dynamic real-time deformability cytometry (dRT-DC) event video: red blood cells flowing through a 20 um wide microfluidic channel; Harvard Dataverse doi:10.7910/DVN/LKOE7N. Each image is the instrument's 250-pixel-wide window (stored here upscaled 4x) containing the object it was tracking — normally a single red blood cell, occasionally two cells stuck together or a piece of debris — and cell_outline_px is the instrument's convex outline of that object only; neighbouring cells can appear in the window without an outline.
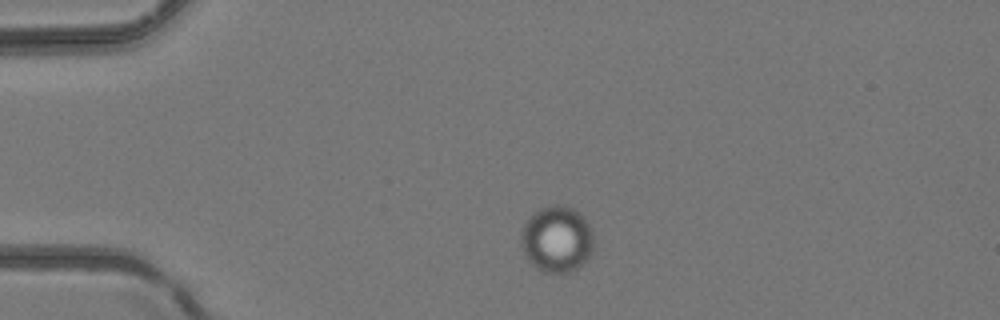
{"species": "common noctule bat (a hibernating species)", "species_latin": "Nyctalus noctula", "temperature_condition": "room temperature", "stored_images_in_passage": 2, "camera_frame_rate_fps": 3000, "um_per_image_px": 0.085, "animal": {"sex": "female", "body_mass_g": 24.6, "forearm_length_mm": 56.2}, "frame": {"image": 1, "passage_image": 1, "time_ms": 0.0, "image_size_px": [1000, 320], "cell_outline_px": [[592, 252], [588, 260], [580, 268], [572, 272], [544, 272], [536, 268], [528, 260], [520, 244], [520, 236], [524, 224], [532, 212], [548, 204], [564, 204], [580, 212], [584, 216], [592, 232]], "centroid_in_image_um": [47.33, 20.31], "position_along_channel_um": 37.7, "area_um2": 28.67}}